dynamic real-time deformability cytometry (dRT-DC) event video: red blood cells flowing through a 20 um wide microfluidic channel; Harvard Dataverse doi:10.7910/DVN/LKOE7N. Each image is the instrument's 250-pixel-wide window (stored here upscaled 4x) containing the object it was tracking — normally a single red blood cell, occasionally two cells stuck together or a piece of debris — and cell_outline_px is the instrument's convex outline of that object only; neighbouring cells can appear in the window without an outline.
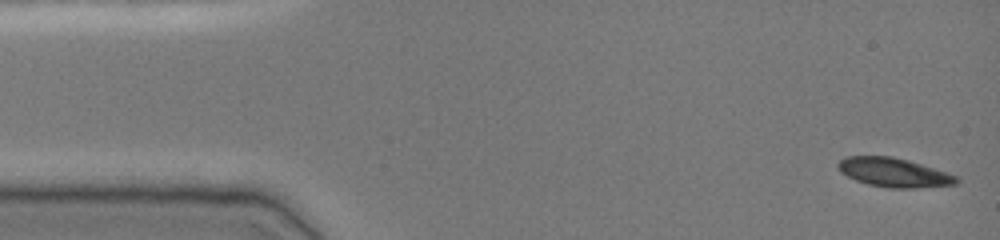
{"species": "common noctule bat (a hibernating species)", "species_latin": "Nyctalus noctula", "temperature_condition": "cold", "stored_images_in_passage": 48, "camera_frame_rate_fps": 3000, "um_per_image_px": 0.085, "animal": {"sex": "female", "body_mass_g": 19.0, "forearm_length_mm": 51.5}, "frame": {"image": 1, "passage_image": 1, "time_ms": 0.0, "image_size_px": [1000, 240], "cell_outline_px": [[960, 180], [956, 184], [916, 188], [888, 188], [868, 184], [856, 180], [840, 172], [836, 164], [840, 160], [848, 156], [892, 156], [908, 160], [948, 172], [956, 176]], "centroid_in_image_um": [75.98, 14.66], "position_along_channel_um": 9.0, "area_um2": 20.06}}
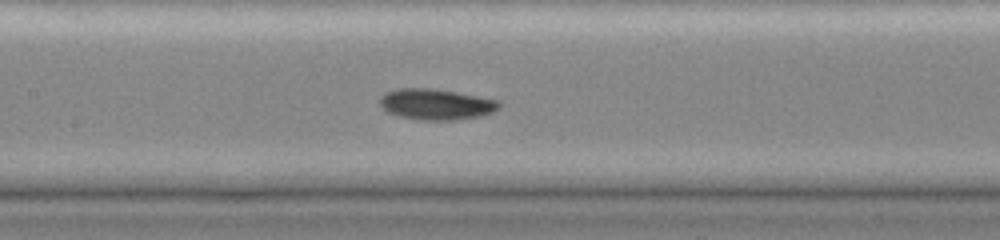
{"frame": {"image": 2, "passage_image": 22, "time_ms": 7.0, "image_size_px": [1000, 240], "cell_outline_px": [[500, 108], [492, 112], [480, 116], [456, 120], [420, 120], [400, 116], [388, 112], [380, 104], [380, 96], [384, 92], [396, 88], [432, 88], [456, 92], [500, 100]], "centroid_in_image_um": [37.07, 8.85], "position_along_channel_um": 170.3, "area_um2": 21.56}}
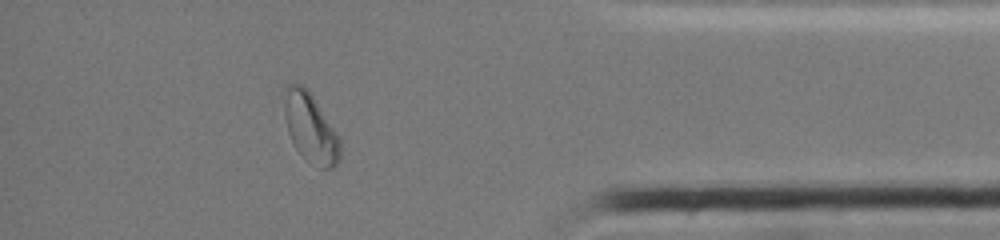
{"frame": {"image": 3, "passage_image": 42, "time_ms": 13.667, "image_size_px": [1000, 240], "cell_outline_px": [[340, 160], [332, 168], [320, 168], [304, 156], [296, 148], [288, 132], [284, 112], [284, 88], [288, 84], [300, 84], [308, 88], [340, 136]], "centroid_in_image_um": [26.41, 10.82], "position_along_channel_um": 408.8, "area_um2": 22.54}, "authors_computed_cell_mechanics": {"area_um2": 20.6635, "velocity_mm_per_s": 3.8765, "shape_relaxation_time_tau1_ms": 2.2647, "shape_relaxation_time_tau2_ms": null, "deformation_change_tau1": 0.107, "deformation_change_tau2": null}}